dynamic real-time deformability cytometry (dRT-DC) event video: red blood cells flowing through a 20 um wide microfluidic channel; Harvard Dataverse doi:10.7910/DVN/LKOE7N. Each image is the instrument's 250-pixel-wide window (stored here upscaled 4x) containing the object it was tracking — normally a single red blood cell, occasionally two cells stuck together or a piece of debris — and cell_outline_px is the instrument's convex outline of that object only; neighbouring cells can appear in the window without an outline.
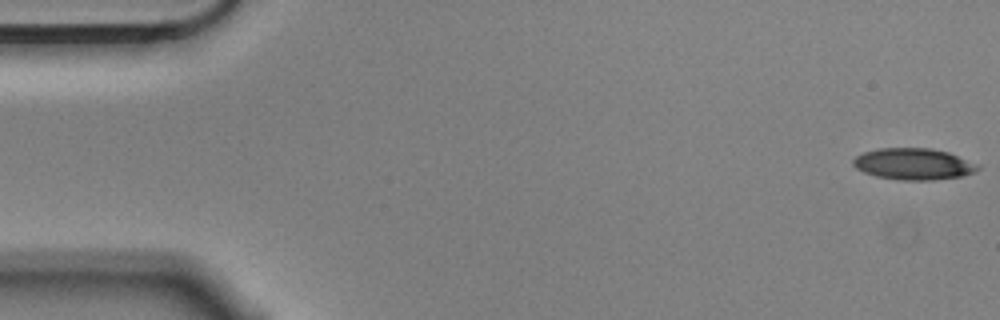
{"species": "Egyptian fruit bat (a non-hibernating species)", "species_latin": "Rousettus aegyptiacus", "temperature_condition": "cold", "stored_images_in_passage": 6, "segment_of_instrument_passage": [1, 2], "camera_frame_rate_fps": 3000, "um_per_image_px": 0.085, "animal": {"sex": "male"}, "frame": {"image": 1, "passage_image": 1, "time_ms": 0.0, "image_size_px": [1000, 320], "cell_outline_px": [[980, 168], [976, 172], [960, 176], [932, 180], [900, 180], [876, 176], [864, 172], [856, 168], [852, 164], [852, 160], [856, 156], [864, 152], [876, 148], [932, 148], [948, 152], [980, 164]], "centroid_in_image_um": [77.66, 13.93], "position_along_channel_um": 7.3, "area_um2": 23.0}}